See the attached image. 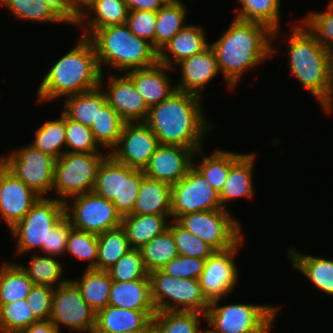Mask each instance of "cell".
Masks as SVG:
<instances>
[{
	"instance_id": "cell-26",
	"label": "cell",
	"mask_w": 333,
	"mask_h": 333,
	"mask_svg": "<svg viewBox=\"0 0 333 333\" xmlns=\"http://www.w3.org/2000/svg\"><path fill=\"white\" fill-rule=\"evenodd\" d=\"M286 252L293 269L304 274L322 293L333 296V259L300 253L292 246Z\"/></svg>"
},
{
	"instance_id": "cell-55",
	"label": "cell",
	"mask_w": 333,
	"mask_h": 333,
	"mask_svg": "<svg viewBox=\"0 0 333 333\" xmlns=\"http://www.w3.org/2000/svg\"><path fill=\"white\" fill-rule=\"evenodd\" d=\"M129 11L148 10L157 12L166 3L163 0H125Z\"/></svg>"
},
{
	"instance_id": "cell-50",
	"label": "cell",
	"mask_w": 333,
	"mask_h": 333,
	"mask_svg": "<svg viewBox=\"0 0 333 333\" xmlns=\"http://www.w3.org/2000/svg\"><path fill=\"white\" fill-rule=\"evenodd\" d=\"M205 262L206 259L178 255L169 261L161 271L176 278L199 280L204 270Z\"/></svg>"
},
{
	"instance_id": "cell-57",
	"label": "cell",
	"mask_w": 333,
	"mask_h": 333,
	"mask_svg": "<svg viewBox=\"0 0 333 333\" xmlns=\"http://www.w3.org/2000/svg\"><path fill=\"white\" fill-rule=\"evenodd\" d=\"M333 55L330 58L329 62V81L328 88L326 91V112H333Z\"/></svg>"
},
{
	"instance_id": "cell-40",
	"label": "cell",
	"mask_w": 333,
	"mask_h": 333,
	"mask_svg": "<svg viewBox=\"0 0 333 333\" xmlns=\"http://www.w3.org/2000/svg\"><path fill=\"white\" fill-rule=\"evenodd\" d=\"M98 259L95 270L108 271L131 248L125 229L119 226L97 235Z\"/></svg>"
},
{
	"instance_id": "cell-28",
	"label": "cell",
	"mask_w": 333,
	"mask_h": 333,
	"mask_svg": "<svg viewBox=\"0 0 333 333\" xmlns=\"http://www.w3.org/2000/svg\"><path fill=\"white\" fill-rule=\"evenodd\" d=\"M108 305L131 310H156L151 298L150 280H112Z\"/></svg>"
},
{
	"instance_id": "cell-39",
	"label": "cell",
	"mask_w": 333,
	"mask_h": 333,
	"mask_svg": "<svg viewBox=\"0 0 333 333\" xmlns=\"http://www.w3.org/2000/svg\"><path fill=\"white\" fill-rule=\"evenodd\" d=\"M125 121L106 102L98 111L96 119L90 129L93 137L100 148L108 149L109 152L116 146L121 136Z\"/></svg>"
},
{
	"instance_id": "cell-9",
	"label": "cell",
	"mask_w": 333,
	"mask_h": 333,
	"mask_svg": "<svg viewBox=\"0 0 333 333\" xmlns=\"http://www.w3.org/2000/svg\"><path fill=\"white\" fill-rule=\"evenodd\" d=\"M108 153L65 152L54 165L52 191L65 202L72 196L93 190L97 171Z\"/></svg>"
},
{
	"instance_id": "cell-35",
	"label": "cell",
	"mask_w": 333,
	"mask_h": 333,
	"mask_svg": "<svg viewBox=\"0 0 333 333\" xmlns=\"http://www.w3.org/2000/svg\"><path fill=\"white\" fill-rule=\"evenodd\" d=\"M205 314L193 311L156 312L151 320L155 333H204L201 326Z\"/></svg>"
},
{
	"instance_id": "cell-36",
	"label": "cell",
	"mask_w": 333,
	"mask_h": 333,
	"mask_svg": "<svg viewBox=\"0 0 333 333\" xmlns=\"http://www.w3.org/2000/svg\"><path fill=\"white\" fill-rule=\"evenodd\" d=\"M187 11L186 5L181 1L167 3L156 12L155 49L157 51L187 25Z\"/></svg>"
},
{
	"instance_id": "cell-19",
	"label": "cell",
	"mask_w": 333,
	"mask_h": 333,
	"mask_svg": "<svg viewBox=\"0 0 333 333\" xmlns=\"http://www.w3.org/2000/svg\"><path fill=\"white\" fill-rule=\"evenodd\" d=\"M104 91L107 103L125 122H145L149 108L133 81L125 74H111Z\"/></svg>"
},
{
	"instance_id": "cell-48",
	"label": "cell",
	"mask_w": 333,
	"mask_h": 333,
	"mask_svg": "<svg viewBox=\"0 0 333 333\" xmlns=\"http://www.w3.org/2000/svg\"><path fill=\"white\" fill-rule=\"evenodd\" d=\"M113 281H132L149 279V272L145 267L139 249L131 248L109 270Z\"/></svg>"
},
{
	"instance_id": "cell-4",
	"label": "cell",
	"mask_w": 333,
	"mask_h": 333,
	"mask_svg": "<svg viewBox=\"0 0 333 333\" xmlns=\"http://www.w3.org/2000/svg\"><path fill=\"white\" fill-rule=\"evenodd\" d=\"M293 24L295 25L285 40L288 46V69L326 112L329 62L332 55L300 20Z\"/></svg>"
},
{
	"instance_id": "cell-7",
	"label": "cell",
	"mask_w": 333,
	"mask_h": 333,
	"mask_svg": "<svg viewBox=\"0 0 333 333\" xmlns=\"http://www.w3.org/2000/svg\"><path fill=\"white\" fill-rule=\"evenodd\" d=\"M65 216L64 202L53 196L40 197L24 218L10 230L15 237V255L38 249L47 255L49 231ZM40 249V250H39Z\"/></svg>"
},
{
	"instance_id": "cell-61",
	"label": "cell",
	"mask_w": 333,
	"mask_h": 333,
	"mask_svg": "<svg viewBox=\"0 0 333 333\" xmlns=\"http://www.w3.org/2000/svg\"><path fill=\"white\" fill-rule=\"evenodd\" d=\"M120 333V332H119ZM123 333H143V332H133V331H125Z\"/></svg>"
},
{
	"instance_id": "cell-47",
	"label": "cell",
	"mask_w": 333,
	"mask_h": 333,
	"mask_svg": "<svg viewBox=\"0 0 333 333\" xmlns=\"http://www.w3.org/2000/svg\"><path fill=\"white\" fill-rule=\"evenodd\" d=\"M65 152L104 153L96 143L90 127L74 121L65 115Z\"/></svg>"
},
{
	"instance_id": "cell-58",
	"label": "cell",
	"mask_w": 333,
	"mask_h": 333,
	"mask_svg": "<svg viewBox=\"0 0 333 333\" xmlns=\"http://www.w3.org/2000/svg\"><path fill=\"white\" fill-rule=\"evenodd\" d=\"M74 8L80 13L93 0H71Z\"/></svg>"
},
{
	"instance_id": "cell-43",
	"label": "cell",
	"mask_w": 333,
	"mask_h": 333,
	"mask_svg": "<svg viewBox=\"0 0 333 333\" xmlns=\"http://www.w3.org/2000/svg\"><path fill=\"white\" fill-rule=\"evenodd\" d=\"M37 321L26 299L0 305V333H20Z\"/></svg>"
},
{
	"instance_id": "cell-1",
	"label": "cell",
	"mask_w": 333,
	"mask_h": 333,
	"mask_svg": "<svg viewBox=\"0 0 333 333\" xmlns=\"http://www.w3.org/2000/svg\"><path fill=\"white\" fill-rule=\"evenodd\" d=\"M272 39L273 31L265 24L233 18L220 38L210 43L227 89L234 90L248 69L275 56L278 50Z\"/></svg>"
},
{
	"instance_id": "cell-45",
	"label": "cell",
	"mask_w": 333,
	"mask_h": 333,
	"mask_svg": "<svg viewBox=\"0 0 333 333\" xmlns=\"http://www.w3.org/2000/svg\"><path fill=\"white\" fill-rule=\"evenodd\" d=\"M3 7L9 9L14 18L22 21L60 22L49 10L44 0H0Z\"/></svg>"
},
{
	"instance_id": "cell-53",
	"label": "cell",
	"mask_w": 333,
	"mask_h": 333,
	"mask_svg": "<svg viewBox=\"0 0 333 333\" xmlns=\"http://www.w3.org/2000/svg\"><path fill=\"white\" fill-rule=\"evenodd\" d=\"M72 227L70 221L64 216L50 231L47 238V255L60 257L65 255L67 238Z\"/></svg>"
},
{
	"instance_id": "cell-15",
	"label": "cell",
	"mask_w": 333,
	"mask_h": 333,
	"mask_svg": "<svg viewBox=\"0 0 333 333\" xmlns=\"http://www.w3.org/2000/svg\"><path fill=\"white\" fill-rule=\"evenodd\" d=\"M244 240L243 237L234 247L215 251L206 259L199 282L209 301L226 297L234 291L239 278L238 266L234 259Z\"/></svg>"
},
{
	"instance_id": "cell-27",
	"label": "cell",
	"mask_w": 333,
	"mask_h": 333,
	"mask_svg": "<svg viewBox=\"0 0 333 333\" xmlns=\"http://www.w3.org/2000/svg\"><path fill=\"white\" fill-rule=\"evenodd\" d=\"M131 214L171 217V185L145 176Z\"/></svg>"
},
{
	"instance_id": "cell-37",
	"label": "cell",
	"mask_w": 333,
	"mask_h": 333,
	"mask_svg": "<svg viewBox=\"0 0 333 333\" xmlns=\"http://www.w3.org/2000/svg\"><path fill=\"white\" fill-rule=\"evenodd\" d=\"M29 265L18 263L26 272L34 284L45 285L52 288L68 281L63 279L64 265L56 257L42 255V253L32 254ZM62 276V277H61Z\"/></svg>"
},
{
	"instance_id": "cell-10",
	"label": "cell",
	"mask_w": 333,
	"mask_h": 333,
	"mask_svg": "<svg viewBox=\"0 0 333 333\" xmlns=\"http://www.w3.org/2000/svg\"><path fill=\"white\" fill-rule=\"evenodd\" d=\"M176 221L215 251L230 249L244 237L242 224L224 209L189 213Z\"/></svg>"
},
{
	"instance_id": "cell-24",
	"label": "cell",
	"mask_w": 333,
	"mask_h": 333,
	"mask_svg": "<svg viewBox=\"0 0 333 333\" xmlns=\"http://www.w3.org/2000/svg\"><path fill=\"white\" fill-rule=\"evenodd\" d=\"M256 154L243 153L229 169L228 177L218 193L222 209H227V203L238 198H253L255 195L253 171Z\"/></svg>"
},
{
	"instance_id": "cell-22",
	"label": "cell",
	"mask_w": 333,
	"mask_h": 333,
	"mask_svg": "<svg viewBox=\"0 0 333 333\" xmlns=\"http://www.w3.org/2000/svg\"><path fill=\"white\" fill-rule=\"evenodd\" d=\"M156 310H131L107 305L96 316L92 333L145 332L151 326Z\"/></svg>"
},
{
	"instance_id": "cell-25",
	"label": "cell",
	"mask_w": 333,
	"mask_h": 333,
	"mask_svg": "<svg viewBox=\"0 0 333 333\" xmlns=\"http://www.w3.org/2000/svg\"><path fill=\"white\" fill-rule=\"evenodd\" d=\"M128 12L125 0H93L79 13L81 36L88 37L94 30L107 26L126 24Z\"/></svg>"
},
{
	"instance_id": "cell-5",
	"label": "cell",
	"mask_w": 333,
	"mask_h": 333,
	"mask_svg": "<svg viewBox=\"0 0 333 333\" xmlns=\"http://www.w3.org/2000/svg\"><path fill=\"white\" fill-rule=\"evenodd\" d=\"M87 38L93 44L101 73L104 65L126 73L158 62L153 45L133 34L126 24L96 29Z\"/></svg>"
},
{
	"instance_id": "cell-33",
	"label": "cell",
	"mask_w": 333,
	"mask_h": 333,
	"mask_svg": "<svg viewBox=\"0 0 333 333\" xmlns=\"http://www.w3.org/2000/svg\"><path fill=\"white\" fill-rule=\"evenodd\" d=\"M236 3H240V7L234 18L265 24L273 31V42L278 38L282 25L281 0H236Z\"/></svg>"
},
{
	"instance_id": "cell-2",
	"label": "cell",
	"mask_w": 333,
	"mask_h": 333,
	"mask_svg": "<svg viewBox=\"0 0 333 333\" xmlns=\"http://www.w3.org/2000/svg\"><path fill=\"white\" fill-rule=\"evenodd\" d=\"M202 97L175 90L167 99L149 108L145 123L160 144L203 148L207 132L213 129L203 112Z\"/></svg>"
},
{
	"instance_id": "cell-18",
	"label": "cell",
	"mask_w": 333,
	"mask_h": 333,
	"mask_svg": "<svg viewBox=\"0 0 333 333\" xmlns=\"http://www.w3.org/2000/svg\"><path fill=\"white\" fill-rule=\"evenodd\" d=\"M194 153L187 147L160 144L143 173L150 179L170 185L178 183L193 166Z\"/></svg>"
},
{
	"instance_id": "cell-30",
	"label": "cell",
	"mask_w": 333,
	"mask_h": 333,
	"mask_svg": "<svg viewBox=\"0 0 333 333\" xmlns=\"http://www.w3.org/2000/svg\"><path fill=\"white\" fill-rule=\"evenodd\" d=\"M202 151L203 148L195 151L193 156V166L219 193L228 177L230 166L243 153L226 151L225 149H216L210 156H208Z\"/></svg>"
},
{
	"instance_id": "cell-16",
	"label": "cell",
	"mask_w": 333,
	"mask_h": 333,
	"mask_svg": "<svg viewBox=\"0 0 333 333\" xmlns=\"http://www.w3.org/2000/svg\"><path fill=\"white\" fill-rule=\"evenodd\" d=\"M159 145L156 135L145 122H125L121 136L109 155L128 167L144 170Z\"/></svg>"
},
{
	"instance_id": "cell-3",
	"label": "cell",
	"mask_w": 333,
	"mask_h": 333,
	"mask_svg": "<svg viewBox=\"0 0 333 333\" xmlns=\"http://www.w3.org/2000/svg\"><path fill=\"white\" fill-rule=\"evenodd\" d=\"M75 44L43 76L36 94L39 104L99 87L102 73L92 42L80 36Z\"/></svg>"
},
{
	"instance_id": "cell-46",
	"label": "cell",
	"mask_w": 333,
	"mask_h": 333,
	"mask_svg": "<svg viewBox=\"0 0 333 333\" xmlns=\"http://www.w3.org/2000/svg\"><path fill=\"white\" fill-rule=\"evenodd\" d=\"M168 229L173 235L179 255L191 258L207 259L215 252L210 245L191 234L176 220H170Z\"/></svg>"
},
{
	"instance_id": "cell-21",
	"label": "cell",
	"mask_w": 333,
	"mask_h": 333,
	"mask_svg": "<svg viewBox=\"0 0 333 333\" xmlns=\"http://www.w3.org/2000/svg\"><path fill=\"white\" fill-rule=\"evenodd\" d=\"M169 71L174 72L172 68L157 62L152 66L134 69L125 74L133 81L147 107L150 108L167 99L176 90L170 81Z\"/></svg>"
},
{
	"instance_id": "cell-60",
	"label": "cell",
	"mask_w": 333,
	"mask_h": 333,
	"mask_svg": "<svg viewBox=\"0 0 333 333\" xmlns=\"http://www.w3.org/2000/svg\"><path fill=\"white\" fill-rule=\"evenodd\" d=\"M143 333H155V331L151 328V327H149L145 332H143Z\"/></svg>"
},
{
	"instance_id": "cell-17",
	"label": "cell",
	"mask_w": 333,
	"mask_h": 333,
	"mask_svg": "<svg viewBox=\"0 0 333 333\" xmlns=\"http://www.w3.org/2000/svg\"><path fill=\"white\" fill-rule=\"evenodd\" d=\"M39 198L0 163V217L9 230L24 218Z\"/></svg>"
},
{
	"instance_id": "cell-31",
	"label": "cell",
	"mask_w": 333,
	"mask_h": 333,
	"mask_svg": "<svg viewBox=\"0 0 333 333\" xmlns=\"http://www.w3.org/2000/svg\"><path fill=\"white\" fill-rule=\"evenodd\" d=\"M169 216L128 214L122 217L130 248L140 249L143 245L168 229Z\"/></svg>"
},
{
	"instance_id": "cell-54",
	"label": "cell",
	"mask_w": 333,
	"mask_h": 333,
	"mask_svg": "<svg viewBox=\"0 0 333 333\" xmlns=\"http://www.w3.org/2000/svg\"><path fill=\"white\" fill-rule=\"evenodd\" d=\"M44 2L60 23L79 26V12L74 8L71 0H44Z\"/></svg>"
},
{
	"instance_id": "cell-52",
	"label": "cell",
	"mask_w": 333,
	"mask_h": 333,
	"mask_svg": "<svg viewBox=\"0 0 333 333\" xmlns=\"http://www.w3.org/2000/svg\"><path fill=\"white\" fill-rule=\"evenodd\" d=\"M54 288L34 284L26 300L37 320H48L51 315Z\"/></svg>"
},
{
	"instance_id": "cell-11",
	"label": "cell",
	"mask_w": 333,
	"mask_h": 333,
	"mask_svg": "<svg viewBox=\"0 0 333 333\" xmlns=\"http://www.w3.org/2000/svg\"><path fill=\"white\" fill-rule=\"evenodd\" d=\"M55 162L30 143L11 150L7 156H0V163L40 197H47L52 192Z\"/></svg>"
},
{
	"instance_id": "cell-38",
	"label": "cell",
	"mask_w": 333,
	"mask_h": 333,
	"mask_svg": "<svg viewBox=\"0 0 333 333\" xmlns=\"http://www.w3.org/2000/svg\"><path fill=\"white\" fill-rule=\"evenodd\" d=\"M32 144L36 149L58 160L65 153V114L61 111L59 118L46 120L34 130Z\"/></svg>"
},
{
	"instance_id": "cell-56",
	"label": "cell",
	"mask_w": 333,
	"mask_h": 333,
	"mask_svg": "<svg viewBox=\"0 0 333 333\" xmlns=\"http://www.w3.org/2000/svg\"><path fill=\"white\" fill-rule=\"evenodd\" d=\"M20 333H62L57 326L48 320H38Z\"/></svg>"
},
{
	"instance_id": "cell-14",
	"label": "cell",
	"mask_w": 333,
	"mask_h": 333,
	"mask_svg": "<svg viewBox=\"0 0 333 333\" xmlns=\"http://www.w3.org/2000/svg\"><path fill=\"white\" fill-rule=\"evenodd\" d=\"M218 209H222L218 192L194 166L178 183L171 185V220Z\"/></svg>"
},
{
	"instance_id": "cell-23",
	"label": "cell",
	"mask_w": 333,
	"mask_h": 333,
	"mask_svg": "<svg viewBox=\"0 0 333 333\" xmlns=\"http://www.w3.org/2000/svg\"><path fill=\"white\" fill-rule=\"evenodd\" d=\"M204 31L202 26L187 24L158 51V62L173 69L180 61L206 49L210 43Z\"/></svg>"
},
{
	"instance_id": "cell-49",
	"label": "cell",
	"mask_w": 333,
	"mask_h": 333,
	"mask_svg": "<svg viewBox=\"0 0 333 333\" xmlns=\"http://www.w3.org/2000/svg\"><path fill=\"white\" fill-rule=\"evenodd\" d=\"M143 170H135L121 163L120 215L131 214L138 197Z\"/></svg>"
},
{
	"instance_id": "cell-41",
	"label": "cell",
	"mask_w": 333,
	"mask_h": 333,
	"mask_svg": "<svg viewBox=\"0 0 333 333\" xmlns=\"http://www.w3.org/2000/svg\"><path fill=\"white\" fill-rule=\"evenodd\" d=\"M120 188L121 163L108 154L98 168L92 191L113 202L116 211L120 214Z\"/></svg>"
},
{
	"instance_id": "cell-29",
	"label": "cell",
	"mask_w": 333,
	"mask_h": 333,
	"mask_svg": "<svg viewBox=\"0 0 333 333\" xmlns=\"http://www.w3.org/2000/svg\"><path fill=\"white\" fill-rule=\"evenodd\" d=\"M104 73L101 74L99 87L83 93L73 94L63 98L62 112L70 119L91 127L100 108L107 102L104 93ZM103 90H102V89Z\"/></svg>"
},
{
	"instance_id": "cell-51",
	"label": "cell",
	"mask_w": 333,
	"mask_h": 333,
	"mask_svg": "<svg viewBox=\"0 0 333 333\" xmlns=\"http://www.w3.org/2000/svg\"><path fill=\"white\" fill-rule=\"evenodd\" d=\"M126 25L133 34L148 41L155 48L156 12L129 11Z\"/></svg>"
},
{
	"instance_id": "cell-8",
	"label": "cell",
	"mask_w": 333,
	"mask_h": 333,
	"mask_svg": "<svg viewBox=\"0 0 333 333\" xmlns=\"http://www.w3.org/2000/svg\"><path fill=\"white\" fill-rule=\"evenodd\" d=\"M151 298L157 312L193 311L206 314L210 301L199 280L169 276L161 270L149 272Z\"/></svg>"
},
{
	"instance_id": "cell-6",
	"label": "cell",
	"mask_w": 333,
	"mask_h": 333,
	"mask_svg": "<svg viewBox=\"0 0 333 333\" xmlns=\"http://www.w3.org/2000/svg\"><path fill=\"white\" fill-rule=\"evenodd\" d=\"M223 298L210 301L205 314L209 333H272L279 306L252 303L219 305Z\"/></svg>"
},
{
	"instance_id": "cell-12",
	"label": "cell",
	"mask_w": 333,
	"mask_h": 333,
	"mask_svg": "<svg viewBox=\"0 0 333 333\" xmlns=\"http://www.w3.org/2000/svg\"><path fill=\"white\" fill-rule=\"evenodd\" d=\"M64 207L65 216L76 229L99 235L121 226L122 217L113 202L93 191L70 197Z\"/></svg>"
},
{
	"instance_id": "cell-44",
	"label": "cell",
	"mask_w": 333,
	"mask_h": 333,
	"mask_svg": "<svg viewBox=\"0 0 333 333\" xmlns=\"http://www.w3.org/2000/svg\"><path fill=\"white\" fill-rule=\"evenodd\" d=\"M67 253L76 259L88 262L86 269H94L98 259L97 235L71 227L65 255Z\"/></svg>"
},
{
	"instance_id": "cell-42",
	"label": "cell",
	"mask_w": 333,
	"mask_h": 333,
	"mask_svg": "<svg viewBox=\"0 0 333 333\" xmlns=\"http://www.w3.org/2000/svg\"><path fill=\"white\" fill-rule=\"evenodd\" d=\"M139 250L148 272L161 270L169 261L179 255L169 229L143 245Z\"/></svg>"
},
{
	"instance_id": "cell-20",
	"label": "cell",
	"mask_w": 333,
	"mask_h": 333,
	"mask_svg": "<svg viewBox=\"0 0 333 333\" xmlns=\"http://www.w3.org/2000/svg\"><path fill=\"white\" fill-rule=\"evenodd\" d=\"M177 68L181 74L178 82L174 83L176 90L193 93L200 97L205 92L206 85L220 73L217 57L211 45L203 51L180 61L173 70Z\"/></svg>"
},
{
	"instance_id": "cell-32",
	"label": "cell",
	"mask_w": 333,
	"mask_h": 333,
	"mask_svg": "<svg viewBox=\"0 0 333 333\" xmlns=\"http://www.w3.org/2000/svg\"><path fill=\"white\" fill-rule=\"evenodd\" d=\"M71 280L79 288L84 301L96 313L108 305L112 284L108 271L85 268L80 278Z\"/></svg>"
},
{
	"instance_id": "cell-13",
	"label": "cell",
	"mask_w": 333,
	"mask_h": 333,
	"mask_svg": "<svg viewBox=\"0 0 333 333\" xmlns=\"http://www.w3.org/2000/svg\"><path fill=\"white\" fill-rule=\"evenodd\" d=\"M96 316V311L84 301L71 279L54 289L49 320L60 331L62 325L69 328V332L92 333L96 328Z\"/></svg>"
},
{
	"instance_id": "cell-59",
	"label": "cell",
	"mask_w": 333,
	"mask_h": 333,
	"mask_svg": "<svg viewBox=\"0 0 333 333\" xmlns=\"http://www.w3.org/2000/svg\"><path fill=\"white\" fill-rule=\"evenodd\" d=\"M166 4L167 3H178L181 2L182 0H163Z\"/></svg>"
},
{
	"instance_id": "cell-34",
	"label": "cell",
	"mask_w": 333,
	"mask_h": 333,
	"mask_svg": "<svg viewBox=\"0 0 333 333\" xmlns=\"http://www.w3.org/2000/svg\"><path fill=\"white\" fill-rule=\"evenodd\" d=\"M33 286L19 264L3 260L0 266V305L26 299Z\"/></svg>"
}]
</instances>
